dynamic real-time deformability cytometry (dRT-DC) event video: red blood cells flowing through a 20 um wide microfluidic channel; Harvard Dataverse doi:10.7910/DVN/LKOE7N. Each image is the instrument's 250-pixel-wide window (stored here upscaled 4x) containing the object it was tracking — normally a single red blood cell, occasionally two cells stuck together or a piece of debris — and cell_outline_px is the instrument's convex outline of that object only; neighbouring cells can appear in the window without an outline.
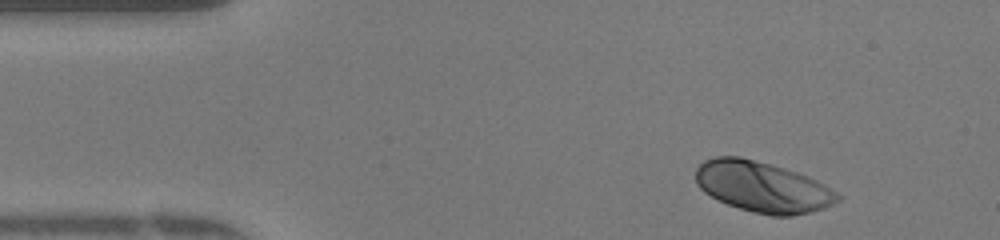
{"species": "human", "species_latin": "Homo sapiens", "temperature_condition": "warm", "stored_images_in_passage": 39, "camera_frame_rate_fps": 3000, "um_per_image_px": 0.085, "donor": {"sex": "female"}, "frame": {"image": 1, "passage_image": 3, "time_ms": 0.667, "image_size_px": [1000, 240], "cell_outline_px": [[840, 200], [824, 208], [792, 216], [772, 216], [752, 212], [728, 204], [704, 192], [696, 184], [696, 168], [704, 160], [716, 156], [740, 156], [784, 168], [808, 176], [824, 184], [836, 192], [840, 196]], "centroid_in_image_um": [64.8, 15.88], "position_along_channel_um": 20.2, "area_um2": 41.73}}
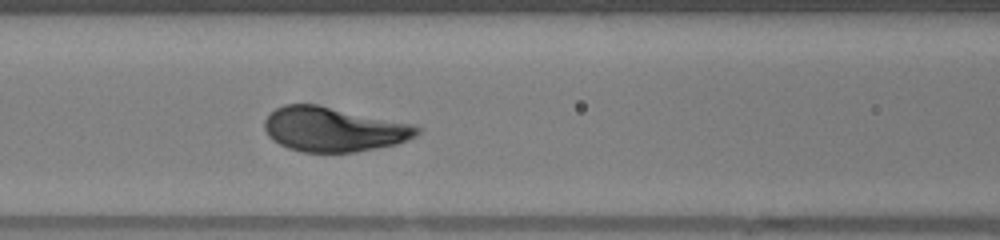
{"frame": {"image": 2, "passage_image": 17, "time_ms": 5.333, "image_size_px": [1000, 240], "cell_outline_px": [[420, 132], [416, 136], [408, 140], [396, 144], [356, 152], [300, 152], [288, 148], [272, 140], [268, 136], [264, 128], [264, 120], [276, 108], [284, 104], [316, 104], [416, 124], [420, 128]], "centroid_in_image_um": [28.37, 10.99], "position_along_channel_um": 138.2, "area_um2": 39.82}}
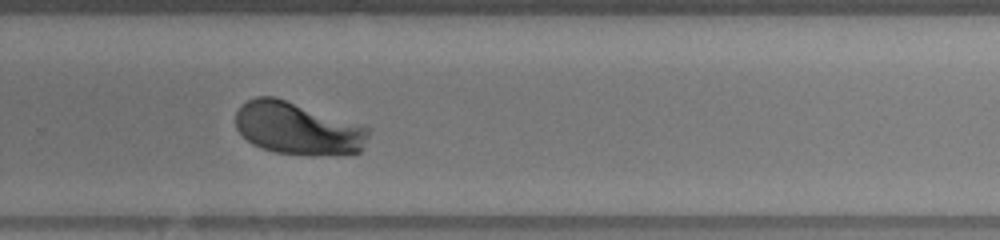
{"frame": {"image": 3, "passage_image": 29, "time_ms": 9.333, "image_size_px": [1000, 240], "cell_outline_px": [[368, 136], [364, 148], [360, 152], [316, 156], [312, 156], [276, 152], [260, 148], [252, 144], [236, 128], [236, 112], [240, 104], [256, 96], [276, 96], [364, 124], [368, 128]], "centroid_in_image_um": [25.33, 10.9], "position_along_channel_um": 304.5, "area_um2": 41.33}, "authors_computed_cell_mechanics": {"area_um2": 40.46, "velocity_mm_per_s": 4.1635, "shape_relaxation_time_tau1_ms": 2.2956, "shape_relaxation_time_tau2_ms": null, "deformation_change_tau1": 0.1756, "deformation_change_tau2": null}}